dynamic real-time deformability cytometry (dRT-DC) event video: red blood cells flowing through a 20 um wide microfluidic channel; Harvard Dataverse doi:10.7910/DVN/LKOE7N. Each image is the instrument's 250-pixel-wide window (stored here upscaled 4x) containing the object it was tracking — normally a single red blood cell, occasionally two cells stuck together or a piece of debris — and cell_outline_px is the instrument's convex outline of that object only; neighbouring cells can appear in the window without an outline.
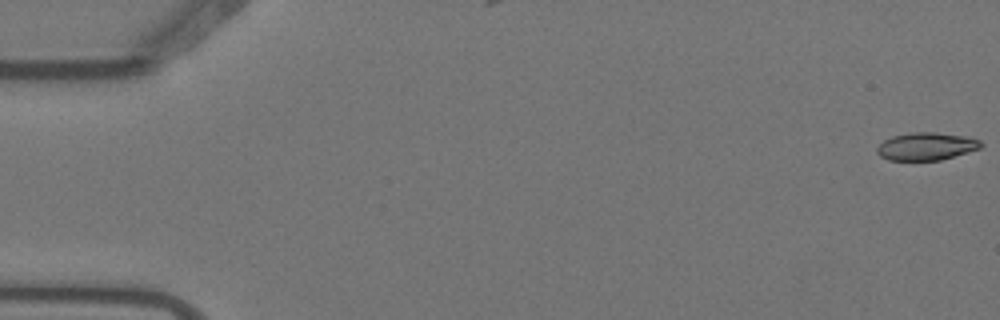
{"species": "Egyptian fruit bat (a non-hibernating species)", "species_latin": "Rousettus aegyptiacus", "temperature_condition": "warm", "stored_images_in_passage": 6, "camera_frame_rate_fps": 3000, "um_per_image_px": 0.085, "animal": {"sex": "female"}, "frame": {"image": 1, "passage_image": 1, "time_ms": 0.0, "image_size_px": [1000, 320], "cell_outline_px": [[984, 144], [980, 148], [940, 160], [888, 160], [880, 156], [876, 152], [876, 148], [884, 140], [892, 136], [912, 132], [936, 132], [972, 136], [980, 140]], "centroid_in_image_um": [78.76, 12.42], "position_along_channel_um": 6.2, "area_um2": 16.94}}
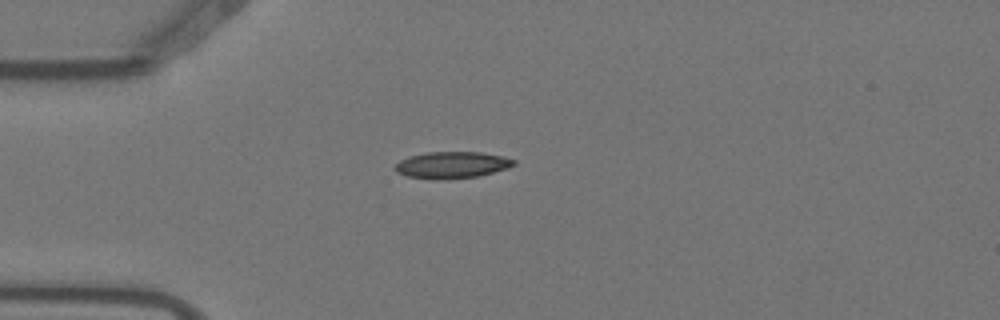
{"frame": {"image": 2, "passage_image": 5, "time_ms": 1.333, "image_size_px": [1000, 320], "cell_outline_px": [[516, 164], [508, 168], [480, 176], [440, 180], [436, 180], [408, 176], [396, 172], [392, 168], [400, 160], [408, 156], [428, 152], [480, 152], [500, 156], [516, 160]], "centroid_in_image_um": [38.39, 14.03], "position_along_channel_um": 46.6, "area_um2": 18.55}}